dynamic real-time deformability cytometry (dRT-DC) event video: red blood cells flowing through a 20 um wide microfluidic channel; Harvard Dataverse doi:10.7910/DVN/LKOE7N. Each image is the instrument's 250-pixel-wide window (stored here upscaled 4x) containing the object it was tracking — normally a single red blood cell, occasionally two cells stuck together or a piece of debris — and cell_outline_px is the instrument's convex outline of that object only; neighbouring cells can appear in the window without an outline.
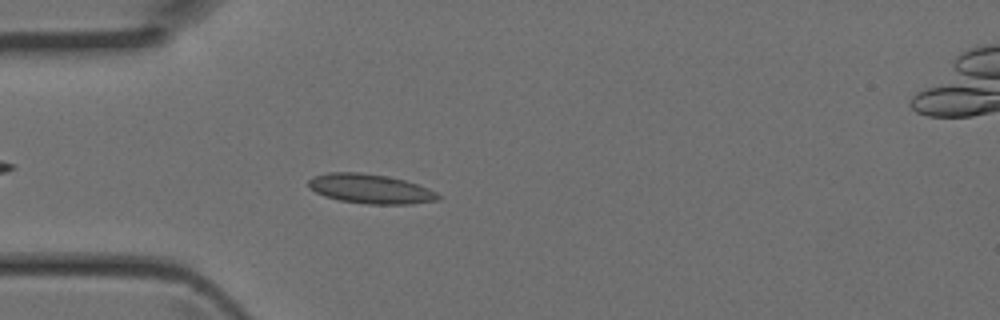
{"species": "Egyptian fruit bat (a non-hibernating species)", "species_latin": "Rousettus aegyptiacus", "temperature_condition": "room temperature", "stored_images_in_passage": 43, "camera_frame_rate_fps": 3000, "um_per_image_px": 0.085, "animal": {"sex": "female"}, "frame": {"image": 1, "passage_image": 12, "time_ms": 3.667, "image_size_px": [1000, 320], "cell_outline_px": [[440, 196], [436, 200], [412, 204], [368, 204], [340, 200], [324, 196], [308, 188], [308, 180], [312, 176], [328, 172], [360, 172], [384, 176], [404, 180], [428, 188], [436, 192]], "centroid_in_image_um": [31.43, 16.04], "position_along_channel_um": 53.6, "area_um2": 22.14}}
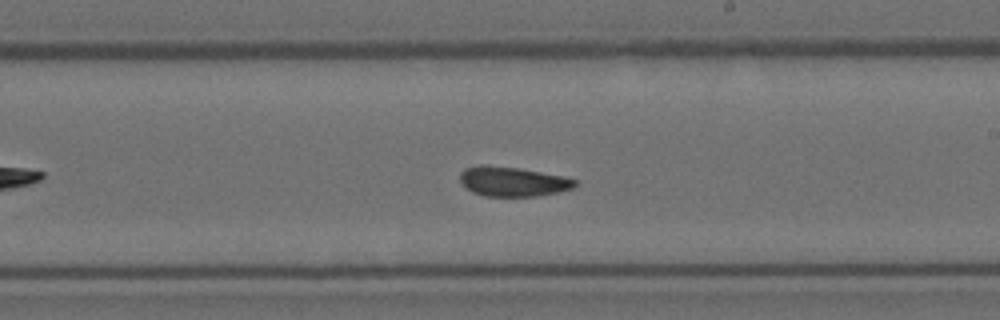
{"frame": {"image": 2, "passage_image": 25, "time_ms": 8.0, "image_size_px": [1000, 320], "cell_outline_px": [[576, 184], [572, 188], [540, 196], [484, 196], [472, 192], [460, 180], [460, 172], [464, 168], [516, 168], [564, 176], [576, 180]], "centroid_in_image_um": [43.64, 15.48], "position_along_channel_um": 245.4, "area_um2": 18.9}}
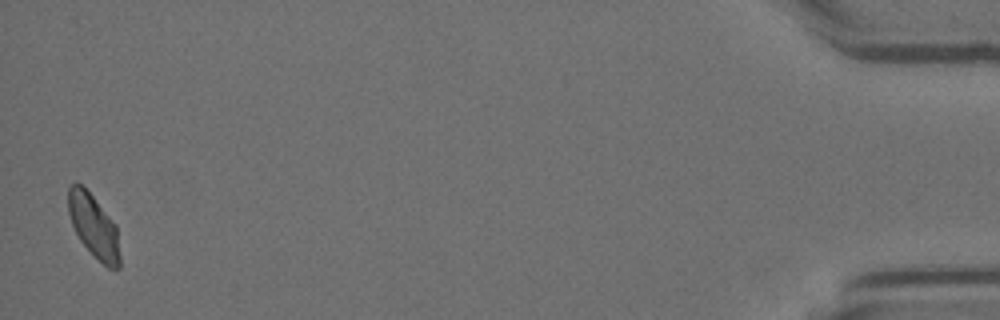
{"frame": {"image": 3, "passage_image": 43, "time_ms": 14.0, "image_size_px": [1000, 320], "cell_outline_px": [[120, 268], [108, 268], [80, 240], [72, 224], [68, 212], [68, 188], [76, 180], [92, 196], [116, 224], [120, 256]], "centroid_in_image_um": [7.97, 19.2], "position_along_channel_um": 427.2, "area_um2": 18.61}}